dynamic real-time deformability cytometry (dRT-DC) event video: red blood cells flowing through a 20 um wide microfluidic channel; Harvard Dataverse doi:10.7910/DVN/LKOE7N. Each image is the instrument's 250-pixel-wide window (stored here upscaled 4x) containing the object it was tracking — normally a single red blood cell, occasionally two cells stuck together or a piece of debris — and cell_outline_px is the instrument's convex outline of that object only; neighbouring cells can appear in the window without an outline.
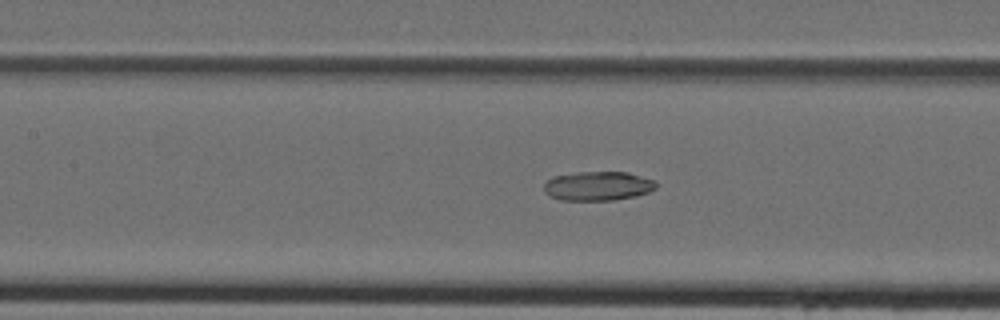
{"species": "Egyptian fruit bat (a non-hibernating species)", "species_latin": "Rousettus aegyptiacus", "temperature_condition": "cold", "stored_images_in_passage": 34, "camera_frame_rate_fps": 3000, "um_per_image_px": 0.085, "animal": {"sex": "female"}, "frame": {"image": 1, "passage_image": 9, "time_ms": 2.667, "image_size_px": [1000, 320], "cell_outline_px": [[656, 188], [648, 192], [636, 196], [612, 200], [560, 200], [548, 196], [544, 192], [544, 184], [552, 176], [576, 172], [628, 172], [652, 180], [656, 184]], "centroid_in_image_um": [50.77, 15.81], "position_along_channel_um": 156.6, "area_um2": 19.07}}
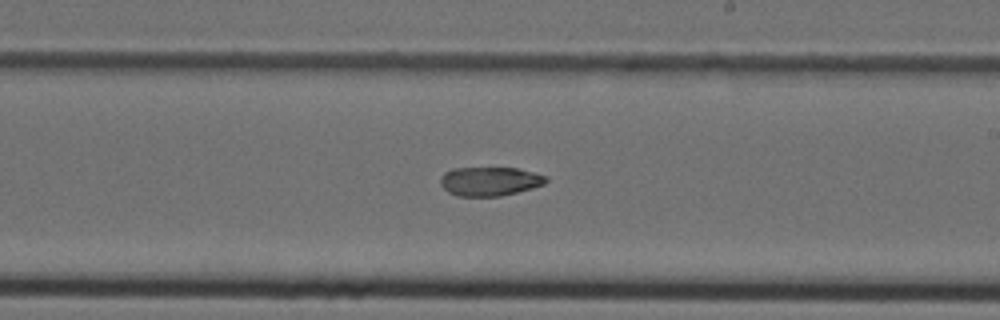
{"frame": {"image": 2, "passage_image": 15, "time_ms": 4.667, "image_size_px": [1000, 320], "cell_outline_px": [[548, 180], [544, 184], [532, 188], [500, 196], [456, 196], [448, 192], [440, 184], [440, 176], [444, 172], [452, 168], [516, 168], [548, 176]], "centroid_in_image_um": [41.6, 15.41], "position_along_channel_um": 247.4, "area_um2": 17.86}}
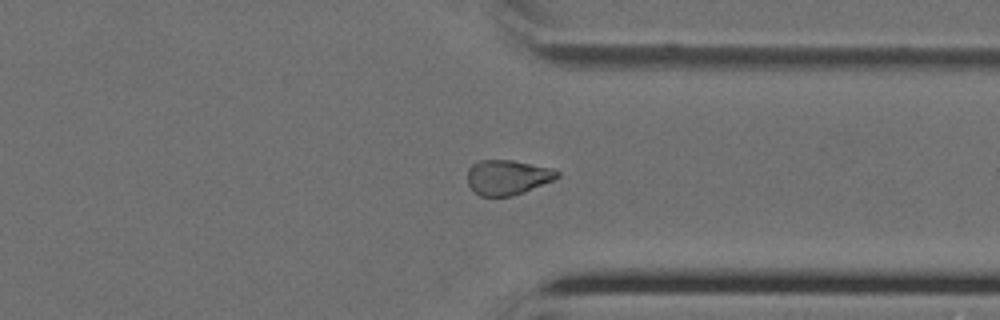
{"frame": {"image": 3, "passage_image": 23, "time_ms": 7.333, "image_size_px": [1000, 320], "cell_outline_px": [[560, 176], [552, 180], [524, 192], [512, 196], [480, 196], [468, 184], [468, 168], [472, 164], [480, 160], [512, 160], [556, 168], [560, 172]], "centroid_in_image_um": [43.17, 15.05], "position_along_channel_um": 368.2, "area_um2": 18.32}}